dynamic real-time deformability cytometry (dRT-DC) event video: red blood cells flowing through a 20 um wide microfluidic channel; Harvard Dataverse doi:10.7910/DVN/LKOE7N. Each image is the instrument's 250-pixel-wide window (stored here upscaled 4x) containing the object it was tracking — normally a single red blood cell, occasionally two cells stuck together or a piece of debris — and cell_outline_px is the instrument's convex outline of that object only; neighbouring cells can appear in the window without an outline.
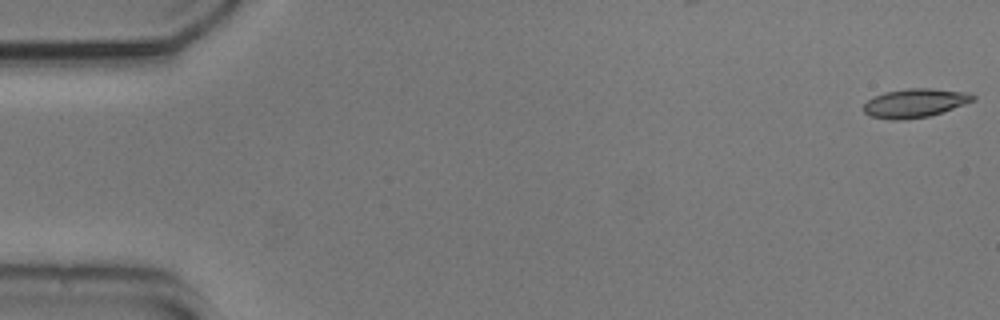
{"species": "common noctule bat (a hibernating species)", "species_latin": "Nyctalus noctula", "temperature_condition": "cold", "stored_images_in_passage": 10, "camera_frame_rate_fps": 3000, "um_per_image_px": 0.085, "animal": {"sex": "male", "body_mass_g": 20.5, "forearm_length_mm": 52.5}, "frame": {"image": 1, "passage_image": 1, "time_ms": 0.0, "image_size_px": [1000, 320], "cell_outline_px": [[976, 100], [928, 116], [904, 120], [892, 120], [872, 116], [864, 112], [864, 104], [868, 100], [884, 92], [908, 88], [932, 88], [968, 92], [976, 96]], "centroid_in_image_um": [77.79, 8.75], "position_along_channel_um": 7.2, "area_um2": 18.21}}